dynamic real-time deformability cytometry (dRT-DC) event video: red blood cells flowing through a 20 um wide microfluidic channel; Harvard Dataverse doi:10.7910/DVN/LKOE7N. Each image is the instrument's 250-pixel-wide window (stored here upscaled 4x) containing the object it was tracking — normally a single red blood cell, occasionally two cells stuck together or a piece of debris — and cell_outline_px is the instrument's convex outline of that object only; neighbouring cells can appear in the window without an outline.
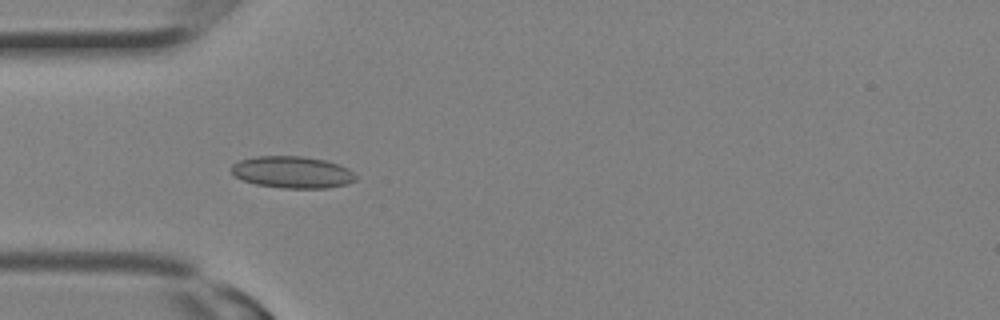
{"species": "Egyptian fruit bat (a non-hibernating species)", "species_latin": "Rousettus aegyptiacus", "temperature_condition": "room temperature", "stored_images_in_passage": 2, "camera_frame_rate_fps": 3000, "um_per_image_px": 0.085, "animal": {"sex": "female"}, "frame": {"image": 1, "passage_image": 2, "time_ms": 0.333, "image_size_px": [1000, 320], "cell_outline_px": [[356, 180], [344, 184], [328, 188], [284, 188], [256, 184], [244, 180], [236, 176], [232, 172], [232, 164], [240, 160], [256, 156], [304, 156], [324, 160], [340, 164], [348, 168], [356, 176]], "centroid_in_image_um": [24.86, 14.63], "position_along_channel_um": 60.1, "area_um2": 22.95}}